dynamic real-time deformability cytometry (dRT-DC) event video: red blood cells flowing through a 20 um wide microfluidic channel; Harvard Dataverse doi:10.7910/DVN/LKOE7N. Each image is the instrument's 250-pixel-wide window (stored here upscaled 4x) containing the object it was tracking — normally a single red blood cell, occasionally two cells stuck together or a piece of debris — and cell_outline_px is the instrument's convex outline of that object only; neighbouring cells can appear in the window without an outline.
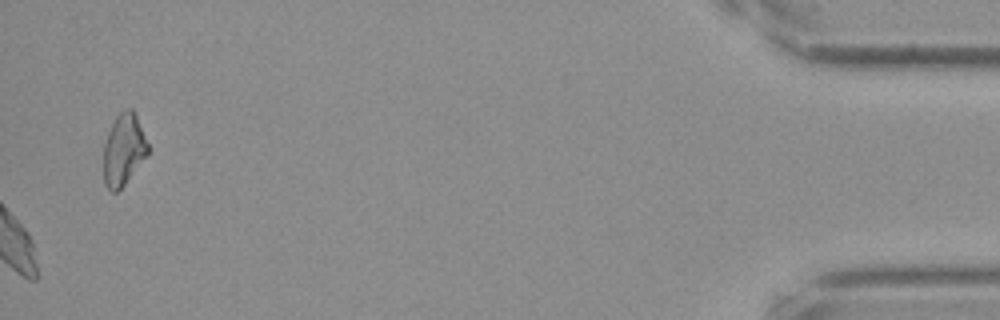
{"species": "Egyptian fruit bat (a non-hibernating species)", "species_latin": "Rousettus aegyptiacus", "temperature_condition": "cold", "stored_images_in_passage": 48, "camera_frame_rate_fps": 3000, "um_per_image_px": 0.085, "frame": {"image": 1, "passage_image": 48, "time_ms": 15.667, "image_size_px": [1000, 320], "cell_outline_px": [[148, 152], [124, 184], [116, 192], [112, 192], [104, 184], [104, 144], [108, 132], [116, 116], [124, 108], [132, 108], [136, 116], [148, 144]], "centroid_in_image_um": [10.48, 12.7], "position_along_channel_um": 424.7, "area_um2": 18.03}, "authors_computed_cell_mechanics": {"area_um2": 21.5883, "velocity_mm_per_s": 3.4949, "shape_relaxation_time_tau1_ms": 5.2747, "shape_relaxation_time_tau2_ms": 2.4447, "deformation_change_tau1": 0.1504, "deformation_change_tau2": 0.0763}}